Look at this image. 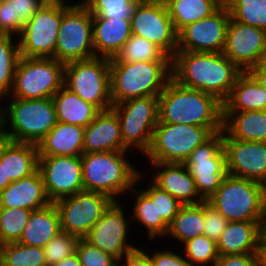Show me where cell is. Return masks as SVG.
Wrapping results in <instances>:
<instances>
[{
	"instance_id": "obj_57",
	"label": "cell",
	"mask_w": 266,
	"mask_h": 266,
	"mask_svg": "<svg viewBox=\"0 0 266 266\" xmlns=\"http://www.w3.org/2000/svg\"><path fill=\"white\" fill-rule=\"evenodd\" d=\"M259 266H266V248H259Z\"/></svg>"
},
{
	"instance_id": "obj_47",
	"label": "cell",
	"mask_w": 266,
	"mask_h": 266,
	"mask_svg": "<svg viewBox=\"0 0 266 266\" xmlns=\"http://www.w3.org/2000/svg\"><path fill=\"white\" fill-rule=\"evenodd\" d=\"M11 3L13 19L29 21L48 0H8Z\"/></svg>"
},
{
	"instance_id": "obj_50",
	"label": "cell",
	"mask_w": 266,
	"mask_h": 266,
	"mask_svg": "<svg viewBox=\"0 0 266 266\" xmlns=\"http://www.w3.org/2000/svg\"><path fill=\"white\" fill-rule=\"evenodd\" d=\"M120 262L122 266H153L149 255L143 247H138L134 251L126 254Z\"/></svg>"
},
{
	"instance_id": "obj_9",
	"label": "cell",
	"mask_w": 266,
	"mask_h": 266,
	"mask_svg": "<svg viewBox=\"0 0 266 266\" xmlns=\"http://www.w3.org/2000/svg\"><path fill=\"white\" fill-rule=\"evenodd\" d=\"M111 108L119 118L124 146L145 156L159 121L158 96L131 98Z\"/></svg>"
},
{
	"instance_id": "obj_49",
	"label": "cell",
	"mask_w": 266,
	"mask_h": 266,
	"mask_svg": "<svg viewBox=\"0 0 266 266\" xmlns=\"http://www.w3.org/2000/svg\"><path fill=\"white\" fill-rule=\"evenodd\" d=\"M214 266H259V255H219Z\"/></svg>"
},
{
	"instance_id": "obj_8",
	"label": "cell",
	"mask_w": 266,
	"mask_h": 266,
	"mask_svg": "<svg viewBox=\"0 0 266 266\" xmlns=\"http://www.w3.org/2000/svg\"><path fill=\"white\" fill-rule=\"evenodd\" d=\"M64 86L100 111L111 109L110 58L96 56L65 64Z\"/></svg>"
},
{
	"instance_id": "obj_13",
	"label": "cell",
	"mask_w": 266,
	"mask_h": 266,
	"mask_svg": "<svg viewBox=\"0 0 266 266\" xmlns=\"http://www.w3.org/2000/svg\"><path fill=\"white\" fill-rule=\"evenodd\" d=\"M193 177L200 197L207 201L227 175L223 131L212 134L184 162Z\"/></svg>"
},
{
	"instance_id": "obj_38",
	"label": "cell",
	"mask_w": 266,
	"mask_h": 266,
	"mask_svg": "<svg viewBox=\"0 0 266 266\" xmlns=\"http://www.w3.org/2000/svg\"><path fill=\"white\" fill-rule=\"evenodd\" d=\"M225 6L233 20L266 31V0H229Z\"/></svg>"
},
{
	"instance_id": "obj_56",
	"label": "cell",
	"mask_w": 266,
	"mask_h": 266,
	"mask_svg": "<svg viewBox=\"0 0 266 266\" xmlns=\"http://www.w3.org/2000/svg\"><path fill=\"white\" fill-rule=\"evenodd\" d=\"M10 141V138L8 135L5 133L4 129L0 126V156L1 153L6 146V144Z\"/></svg>"
},
{
	"instance_id": "obj_52",
	"label": "cell",
	"mask_w": 266,
	"mask_h": 266,
	"mask_svg": "<svg viewBox=\"0 0 266 266\" xmlns=\"http://www.w3.org/2000/svg\"><path fill=\"white\" fill-rule=\"evenodd\" d=\"M54 266H81V263L79 261L77 254L74 253L73 255L62 259Z\"/></svg>"
},
{
	"instance_id": "obj_31",
	"label": "cell",
	"mask_w": 266,
	"mask_h": 266,
	"mask_svg": "<svg viewBox=\"0 0 266 266\" xmlns=\"http://www.w3.org/2000/svg\"><path fill=\"white\" fill-rule=\"evenodd\" d=\"M38 146L33 143L9 141L4 147L0 161L5 162L6 179L15 182L38 169Z\"/></svg>"
},
{
	"instance_id": "obj_12",
	"label": "cell",
	"mask_w": 266,
	"mask_h": 266,
	"mask_svg": "<svg viewBox=\"0 0 266 266\" xmlns=\"http://www.w3.org/2000/svg\"><path fill=\"white\" fill-rule=\"evenodd\" d=\"M64 0V14L58 31L55 59L63 64L95 56L92 14L88 8L76 7Z\"/></svg>"
},
{
	"instance_id": "obj_18",
	"label": "cell",
	"mask_w": 266,
	"mask_h": 266,
	"mask_svg": "<svg viewBox=\"0 0 266 266\" xmlns=\"http://www.w3.org/2000/svg\"><path fill=\"white\" fill-rule=\"evenodd\" d=\"M230 17L226 6H221L211 16L186 25L177 33V51L222 52Z\"/></svg>"
},
{
	"instance_id": "obj_30",
	"label": "cell",
	"mask_w": 266,
	"mask_h": 266,
	"mask_svg": "<svg viewBox=\"0 0 266 266\" xmlns=\"http://www.w3.org/2000/svg\"><path fill=\"white\" fill-rule=\"evenodd\" d=\"M56 109L57 121L87 127L100 110L84 101L64 85L52 97Z\"/></svg>"
},
{
	"instance_id": "obj_41",
	"label": "cell",
	"mask_w": 266,
	"mask_h": 266,
	"mask_svg": "<svg viewBox=\"0 0 266 266\" xmlns=\"http://www.w3.org/2000/svg\"><path fill=\"white\" fill-rule=\"evenodd\" d=\"M141 0H94L88 7L92 18L130 19Z\"/></svg>"
},
{
	"instance_id": "obj_11",
	"label": "cell",
	"mask_w": 266,
	"mask_h": 266,
	"mask_svg": "<svg viewBox=\"0 0 266 266\" xmlns=\"http://www.w3.org/2000/svg\"><path fill=\"white\" fill-rule=\"evenodd\" d=\"M64 14V0H48L24 23L18 38L20 56L55 58L58 31Z\"/></svg>"
},
{
	"instance_id": "obj_14",
	"label": "cell",
	"mask_w": 266,
	"mask_h": 266,
	"mask_svg": "<svg viewBox=\"0 0 266 266\" xmlns=\"http://www.w3.org/2000/svg\"><path fill=\"white\" fill-rule=\"evenodd\" d=\"M131 33L158 46L169 58L177 52V32L163 0H141L130 18Z\"/></svg>"
},
{
	"instance_id": "obj_10",
	"label": "cell",
	"mask_w": 266,
	"mask_h": 266,
	"mask_svg": "<svg viewBox=\"0 0 266 266\" xmlns=\"http://www.w3.org/2000/svg\"><path fill=\"white\" fill-rule=\"evenodd\" d=\"M212 133L205 127L190 124L158 123L146 152L149 163H184L191 153Z\"/></svg>"
},
{
	"instance_id": "obj_16",
	"label": "cell",
	"mask_w": 266,
	"mask_h": 266,
	"mask_svg": "<svg viewBox=\"0 0 266 266\" xmlns=\"http://www.w3.org/2000/svg\"><path fill=\"white\" fill-rule=\"evenodd\" d=\"M124 210L120 201H113L103 212L101 219L83 238L91 245L114 257L117 261L140 247V245H134L132 244L133 241L128 240L129 233H131L128 220L131 221L132 217L129 219L127 212Z\"/></svg>"
},
{
	"instance_id": "obj_51",
	"label": "cell",
	"mask_w": 266,
	"mask_h": 266,
	"mask_svg": "<svg viewBox=\"0 0 266 266\" xmlns=\"http://www.w3.org/2000/svg\"><path fill=\"white\" fill-rule=\"evenodd\" d=\"M248 73L266 90V70H249Z\"/></svg>"
},
{
	"instance_id": "obj_46",
	"label": "cell",
	"mask_w": 266,
	"mask_h": 266,
	"mask_svg": "<svg viewBox=\"0 0 266 266\" xmlns=\"http://www.w3.org/2000/svg\"><path fill=\"white\" fill-rule=\"evenodd\" d=\"M22 19H13L11 3L8 0H0V35L18 37L24 26Z\"/></svg>"
},
{
	"instance_id": "obj_43",
	"label": "cell",
	"mask_w": 266,
	"mask_h": 266,
	"mask_svg": "<svg viewBox=\"0 0 266 266\" xmlns=\"http://www.w3.org/2000/svg\"><path fill=\"white\" fill-rule=\"evenodd\" d=\"M148 186L141 190L150 199H156L157 219H163L170 225L183 204L166 191L160 189L152 181H150Z\"/></svg>"
},
{
	"instance_id": "obj_26",
	"label": "cell",
	"mask_w": 266,
	"mask_h": 266,
	"mask_svg": "<svg viewBox=\"0 0 266 266\" xmlns=\"http://www.w3.org/2000/svg\"><path fill=\"white\" fill-rule=\"evenodd\" d=\"M260 222H228L216 242L219 255L258 254Z\"/></svg>"
},
{
	"instance_id": "obj_20",
	"label": "cell",
	"mask_w": 266,
	"mask_h": 266,
	"mask_svg": "<svg viewBox=\"0 0 266 266\" xmlns=\"http://www.w3.org/2000/svg\"><path fill=\"white\" fill-rule=\"evenodd\" d=\"M266 44V31L233 20L227 25L223 54L242 72L255 67Z\"/></svg>"
},
{
	"instance_id": "obj_25",
	"label": "cell",
	"mask_w": 266,
	"mask_h": 266,
	"mask_svg": "<svg viewBox=\"0 0 266 266\" xmlns=\"http://www.w3.org/2000/svg\"><path fill=\"white\" fill-rule=\"evenodd\" d=\"M84 127L57 121L38 146L39 156H81Z\"/></svg>"
},
{
	"instance_id": "obj_37",
	"label": "cell",
	"mask_w": 266,
	"mask_h": 266,
	"mask_svg": "<svg viewBox=\"0 0 266 266\" xmlns=\"http://www.w3.org/2000/svg\"><path fill=\"white\" fill-rule=\"evenodd\" d=\"M1 266H47L41 247L18 242L2 244Z\"/></svg>"
},
{
	"instance_id": "obj_48",
	"label": "cell",
	"mask_w": 266,
	"mask_h": 266,
	"mask_svg": "<svg viewBox=\"0 0 266 266\" xmlns=\"http://www.w3.org/2000/svg\"><path fill=\"white\" fill-rule=\"evenodd\" d=\"M145 252L149 255L153 266H190L188 260L179 255V252H174L168 248L162 251L156 249L152 255L147 250Z\"/></svg>"
},
{
	"instance_id": "obj_53",
	"label": "cell",
	"mask_w": 266,
	"mask_h": 266,
	"mask_svg": "<svg viewBox=\"0 0 266 266\" xmlns=\"http://www.w3.org/2000/svg\"><path fill=\"white\" fill-rule=\"evenodd\" d=\"M259 248H266V215L260 222Z\"/></svg>"
},
{
	"instance_id": "obj_34",
	"label": "cell",
	"mask_w": 266,
	"mask_h": 266,
	"mask_svg": "<svg viewBox=\"0 0 266 266\" xmlns=\"http://www.w3.org/2000/svg\"><path fill=\"white\" fill-rule=\"evenodd\" d=\"M204 230V202L199 204L182 205L169 225L166 236L173 240L184 242L203 235Z\"/></svg>"
},
{
	"instance_id": "obj_6",
	"label": "cell",
	"mask_w": 266,
	"mask_h": 266,
	"mask_svg": "<svg viewBox=\"0 0 266 266\" xmlns=\"http://www.w3.org/2000/svg\"><path fill=\"white\" fill-rule=\"evenodd\" d=\"M207 202L229 222H261L266 215V186L227 174Z\"/></svg>"
},
{
	"instance_id": "obj_29",
	"label": "cell",
	"mask_w": 266,
	"mask_h": 266,
	"mask_svg": "<svg viewBox=\"0 0 266 266\" xmlns=\"http://www.w3.org/2000/svg\"><path fill=\"white\" fill-rule=\"evenodd\" d=\"M261 110H266V90L248 72H243L223 103V112Z\"/></svg>"
},
{
	"instance_id": "obj_44",
	"label": "cell",
	"mask_w": 266,
	"mask_h": 266,
	"mask_svg": "<svg viewBox=\"0 0 266 266\" xmlns=\"http://www.w3.org/2000/svg\"><path fill=\"white\" fill-rule=\"evenodd\" d=\"M76 254L81 266H112L117 262L114 257L84 239H79Z\"/></svg>"
},
{
	"instance_id": "obj_3",
	"label": "cell",
	"mask_w": 266,
	"mask_h": 266,
	"mask_svg": "<svg viewBox=\"0 0 266 266\" xmlns=\"http://www.w3.org/2000/svg\"><path fill=\"white\" fill-rule=\"evenodd\" d=\"M131 151H107L81 155L85 191L101 192L114 201L135 187L138 174L143 171L128 160ZM118 198V199H117Z\"/></svg>"
},
{
	"instance_id": "obj_17",
	"label": "cell",
	"mask_w": 266,
	"mask_h": 266,
	"mask_svg": "<svg viewBox=\"0 0 266 266\" xmlns=\"http://www.w3.org/2000/svg\"><path fill=\"white\" fill-rule=\"evenodd\" d=\"M38 169L52 203L84 190L81 156H39Z\"/></svg>"
},
{
	"instance_id": "obj_15",
	"label": "cell",
	"mask_w": 266,
	"mask_h": 266,
	"mask_svg": "<svg viewBox=\"0 0 266 266\" xmlns=\"http://www.w3.org/2000/svg\"><path fill=\"white\" fill-rule=\"evenodd\" d=\"M113 201L104 193L85 190L57 200L61 231L83 239Z\"/></svg>"
},
{
	"instance_id": "obj_24",
	"label": "cell",
	"mask_w": 266,
	"mask_h": 266,
	"mask_svg": "<svg viewBox=\"0 0 266 266\" xmlns=\"http://www.w3.org/2000/svg\"><path fill=\"white\" fill-rule=\"evenodd\" d=\"M131 34L130 19L92 18L95 56L115 57Z\"/></svg>"
},
{
	"instance_id": "obj_60",
	"label": "cell",
	"mask_w": 266,
	"mask_h": 266,
	"mask_svg": "<svg viewBox=\"0 0 266 266\" xmlns=\"http://www.w3.org/2000/svg\"><path fill=\"white\" fill-rule=\"evenodd\" d=\"M1 256H2V244L0 243V266H1Z\"/></svg>"
},
{
	"instance_id": "obj_23",
	"label": "cell",
	"mask_w": 266,
	"mask_h": 266,
	"mask_svg": "<svg viewBox=\"0 0 266 266\" xmlns=\"http://www.w3.org/2000/svg\"><path fill=\"white\" fill-rule=\"evenodd\" d=\"M51 203L39 169L29 176L11 182L0 191V208H23L35 211Z\"/></svg>"
},
{
	"instance_id": "obj_4",
	"label": "cell",
	"mask_w": 266,
	"mask_h": 266,
	"mask_svg": "<svg viewBox=\"0 0 266 266\" xmlns=\"http://www.w3.org/2000/svg\"><path fill=\"white\" fill-rule=\"evenodd\" d=\"M171 78V61H110L112 105L131 98L159 96Z\"/></svg>"
},
{
	"instance_id": "obj_1",
	"label": "cell",
	"mask_w": 266,
	"mask_h": 266,
	"mask_svg": "<svg viewBox=\"0 0 266 266\" xmlns=\"http://www.w3.org/2000/svg\"><path fill=\"white\" fill-rule=\"evenodd\" d=\"M171 73L179 85L211 94L224 103L243 72L223 52L177 51L171 59Z\"/></svg>"
},
{
	"instance_id": "obj_5",
	"label": "cell",
	"mask_w": 266,
	"mask_h": 266,
	"mask_svg": "<svg viewBox=\"0 0 266 266\" xmlns=\"http://www.w3.org/2000/svg\"><path fill=\"white\" fill-rule=\"evenodd\" d=\"M10 100L7 105L0 107V126L10 141L38 145L57 123L52 97L41 99L11 97Z\"/></svg>"
},
{
	"instance_id": "obj_21",
	"label": "cell",
	"mask_w": 266,
	"mask_h": 266,
	"mask_svg": "<svg viewBox=\"0 0 266 266\" xmlns=\"http://www.w3.org/2000/svg\"><path fill=\"white\" fill-rule=\"evenodd\" d=\"M149 165L152 166L150 167L152 171L155 170L153 178H150L151 181L180 203L187 205L204 202L184 163L158 162Z\"/></svg>"
},
{
	"instance_id": "obj_45",
	"label": "cell",
	"mask_w": 266,
	"mask_h": 266,
	"mask_svg": "<svg viewBox=\"0 0 266 266\" xmlns=\"http://www.w3.org/2000/svg\"><path fill=\"white\" fill-rule=\"evenodd\" d=\"M228 220L207 201H204L203 235L217 242L228 225Z\"/></svg>"
},
{
	"instance_id": "obj_42",
	"label": "cell",
	"mask_w": 266,
	"mask_h": 266,
	"mask_svg": "<svg viewBox=\"0 0 266 266\" xmlns=\"http://www.w3.org/2000/svg\"><path fill=\"white\" fill-rule=\"evenodd\" d=\"M79 238L61 231L51 239L44 247L47 266H54L62 259L76 253Z\"/></svg>"
},
{
	"instance_id": "obj_22",
	"label": "cell",
	"mask_w": 266,
	"mask_h": 266,
	"mask_svg": "<svg viewBox=\"0 0 266 266\" xmlns=\"http://www.w3.org/2000/svg\"><path fill=\"white\" fill-rule=\"evenodd\" d=\"M107 151H129L123 144L119 118L112 108L100 111L84 127L83 154Z\"/></svg>"
},
{
	"instance_id": "obj_7",
	"label": "cell",
	"mask_w": 266,
	"mask_h": 266,
	"mask_svg": "<svg viewBox=\"0 0 266 266\" xmlns=\"http://www.w3.org/2000/svg\"><path fill=\"white\" fill-rule=\"evenodd\" d=\"M65 64L55 58L20 57L11 92L4 96L20 99L51 98L64 85Z\"/></svg>"
},
{
	"instance_id": "obj_32",
	"label": "cell",
	"mask_w": 266,
	"mask_h": 266,
	"mask_svg": "<svg viewBox=\"0 0 266 266\" xmlns=\"http://www.w3.org/2000/svg\"><path fill=\"white\" fill-rule=\"evenodd\" d=\"M144 173L140 172L136 179V188L130 190V195H135L132 198L135 205L132 206V220L135 219L138 223L144 226L147 231L148 240L158 239V237H166L169 225L163 219H157L156 199H150L141 189L137 188L138 182L144 180ZM143 178V179H142Z\"/></svg>"
},
{
	"instance_id": "obj_62",
	"label": "cell",
	"mask_w": 266,
	"mask_h": 266,
	"mask_svg": "<svg viewBox=\"0 0 266 266\" xmlns=\"http://www.w3.org/2000/svg\"><path fill=\"white\" fill-rule=\"evenodd\" d=\"M3 100V97L0 95V102ZM1 104V103H0ZM1 107V106H0Z\"/></svg>"
},
{
	"instance_id": "obj_36",
	"label": "cell",
	"mask_w": 266,
	"mask_h": 266,
	"mask_svg": "<svg viewBox=\"0 0 266 266\" xmlns=\"http://www.w3.org/2000/svg\"><path fill=\"white\" fill-rule=\"evenodd\" d=\"M18 39L0 35V95L7 96L13 86L15 69L20 58Z\"/></svg>"
},
{
	"instance_id": "obj_28",
	"label": "cell",
	"mask_w": 266,
	"mask_h": 266,
	"mask_svg": "<svg viewBox=\"0 0 266 266\" xmlns=\"http://www.w3.org/2000/svg\"><path fill=\"white\" fill-rule=\"evenodd\" d=\"M60 232V214L57 206L51 203L45 208L31 212L18 243L43 248Z\"/></svg>"
},
{
	"instance_id": "obj_61",
	"label": "cell",
	"mask_w": 266,
	"mask_h": 266,
	"mask_svg": "<svg viewBox=\"0 0 266 266\" xmlns=\"http://www.w3.org/2000/svg\"><path fill=\"white\" fill-rule=\"evenodd\" d=\"M112 266H122L121 262L120 261H117L114 265Z\"/></svg>"
},
{
	"instance_id": "obj_54",
	"label": "cell",
	"mask_w": 266,
	"mask_h": 266,
	"mask_svg": "<svg viewBox=\"0 0 266 266\" xmlns=\"http://www.w3.org/2000/svg\"><path fill=\"white\" fill-rule=\"evenodd\" d=\"M11 183L10 179H6L5 162L0 161V191L5 189Z\"/></svg>"
},
{
	"instance_id": "obj_55",
	"label": "cell",
	"mask_w": 266,
	"mask_h": 266,
	"mask_svg": "<svg viewBox=\"0 0 266 266\" xmlns=\"http://www.w3.org/2000/svg\"><path fill=\"white\" fill-rule=\"evenodd\" d=\"M250 70H266V44L261 51V55L256 66L251 68Z\"/></svg>"
},
{
	"instance_id": "obj_58",
	"label": "cell",
	"mask_w": 266,
	"mask_h": 266,
	"mask_svg": "<svg viewBox=\"0 0 266 266\" xmlns=\"http://www.w3.org/2000/svg\"><path fill=\"white\" fill-rule=\"evenodd\" d=\"M93 2H94V0H82V1H80L78 3H76V4L75 3L74 4L71 3V5L76 6V7L88 8Z\"/></svg>"
},
{
	"instance_id": "obj_33",
	"label": "cell",
	"mask_w": 266,
	"mask_h": 266,
	"mask_svg": "<svg viewBox=\"0 0 266 266\" xmlns=\"http://www.w3.org/2000/svg\"><path fill=\"white\" fill-rule=\"evenodd\" d=\"M178 33L186 25L211 16L222 5L216 0H163Z\"/></svg>"
},
{
	"instance_id": "obj_19",
	"label": "cell",
	"mask_w": 266,
	"mask_h": 266,
	"mask_svg": "<svg viewBox=\"0 0 266 266\" xmlns=\"http://www.w3.org/2000/svg\"><path fill=\"white\" fill-rule=\"evenodd\" d=\"M227 174L266 186V142L230 138L223 131Z\"/></svg>"
},
{
	"instance_id": "obj_2",
	"label": "cell",
	"mask_w": 266,
	"mask_h": 266,
	"mask_svg": "<svg viewBox=\"0 0 266 266\" xmlns=\"http://www.w3.org/2000/svg\"><path fill=\"white\" fill-rule=\"evenodd\" d=\"M158 123L190 124L223 131V103L215 96L179 85L172 78L158 96Z\"/></svg>"
},
{
	"instance_id": "obj_59",
	"label": "cell",
	"mask_w": 266,
	"mask_h": 266,
	"mask_svg": "<svg viewBox=\"0 0 266 266\" xmlns=\"http://www.w3.org/2000/svg\"><path fill=\"white\" fill-rule=\"evenodd\" d=\"M219 4H221L222 6H225L229 0H216Z\"/></svg>"
},
{
	"instance_id": "obj_39",
	"label": "cell",
	"mask_w": 266,
	"mask_h": 266,
	"mask_svg": "<svg viewBox=\"0 0 266 266\" xmlns=\"http://www.w3.org/2000/svg\"><path fill=\"white\" fill-rule=\"evenodd\" d=\"M182 254L189 262L190 266H214L219 254L215 241L205 235L196 236L186 242L181 247ZM184 248V249H183ZM213 264V265H212Z\"/></svg>"
},
{
	"instance_id": "obj_40",
	"label": "cell",
	"mask_w": 266,
	"mask_h": 266,
	"mask_svg": "<svg viewBox=\"0 0 266 266\" xmlns=\"http://www.w3.org/2000/svg\"><path fill=\"white\" fill-rule=\"evenodd\" d=\"M31 210L0 208V243L18 242L28 223Z\"/></svg>"
},
{
	"instance_id": "obj_27",
	"label": "cell",
	"mask_w": 266,
	"mask_h": 266,
	"mask_svg": "<svg viewBox=\"0 0 266 266\" xmlns=\"http://www.w3.org/2000/svg\"><path fill=\"white\" fill-rule=\"evenodd\" d=\"M223 131L232 139L266 142V110L223 112Z\"/></svg>"
},
{
	"instance_id": "obj_35",
	"label": "cell",
	"mask_w": 266,
	"mask_h": 266,
	"mask_svg": "<svg viewBox=\"0 0 266 266\" xmlns=\"http://www.w3.org/2000/svg\"><path fill=\"white\" fill-rule=\"evenodd\" d=\"M110 61H171L158 46L147 39L131 34L122 49Z\"/></svg>"
}]
</instances>
